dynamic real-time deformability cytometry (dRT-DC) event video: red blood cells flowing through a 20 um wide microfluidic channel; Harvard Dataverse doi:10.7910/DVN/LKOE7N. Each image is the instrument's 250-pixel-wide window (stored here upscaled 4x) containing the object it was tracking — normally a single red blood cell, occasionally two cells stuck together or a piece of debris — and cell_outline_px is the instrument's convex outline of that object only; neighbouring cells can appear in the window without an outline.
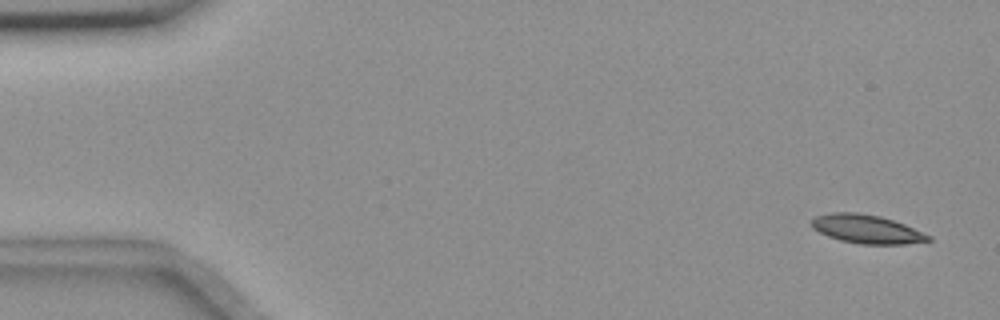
{"species": "common noctule bat (a hibernating species)", "species_latin": "Nyctalus noctula", "temperature_condition": "room temperature", "stored_images_in_passage": 56, "camera_frame_rate_fps": 3000, "um_per_image_px": 0.085, "animal": {"sex": "female", "body_mass_g": 18.4}, "frame": {"image": 1, "passage_image": 3, "time_ms": 0.667, "image_size_px": [1000, 320], "cell_outline_px": [[932, 240], [904, 244], [860, 244], [840, 240], [828, 236], [812, 228], [812, 220], [816, 216], [832, 212], [856, 212], [880, 216], [904, 224], [932, 236]], "centroid_in_image_um": [73.67, 19.47], "position_along_channel_um": 11.3, "area_um2": 19.36}}
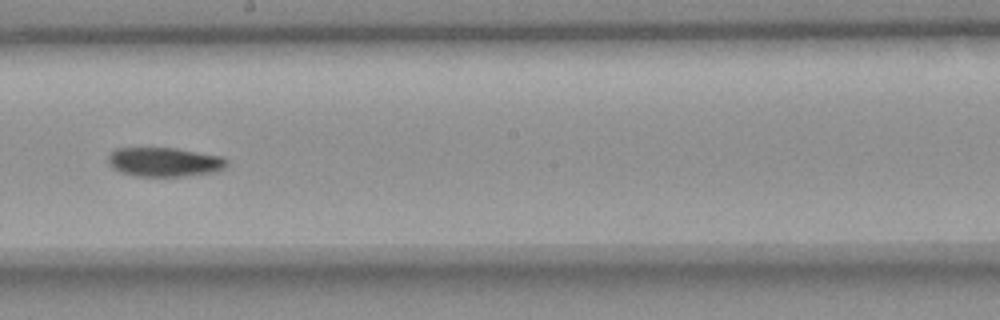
{"frame": {"image": 2, "passage_image": 32, "time_ms": 10.333, "image_size_px": [1000, 320], "cell_outline_px": [[228, 164], [224, 168], [216, 172], [180, 176], [136, 176], [120, 172], [112, 168], [108, 164], [108, 156], [116, 148], [176, 148], [220, 156], [228, 160]], "centroid_in_image_um": [13.96, 13.77], "position_along_channel_um": 234.2, "area_um2": 20.17}}
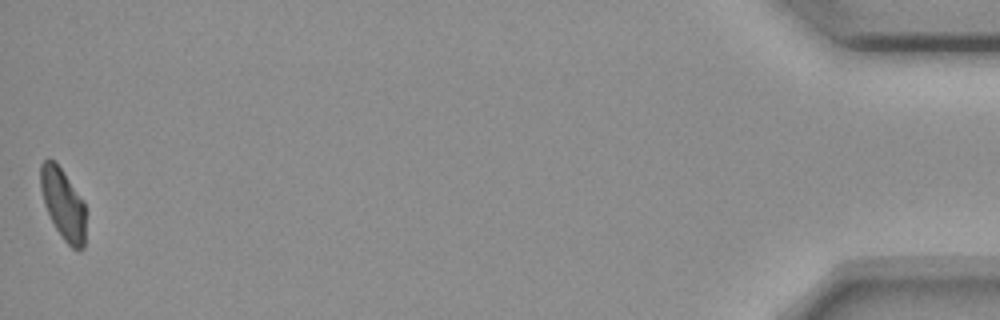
{"frame": {"image": 3, "passage_image": 56, "time_ms": 18.333, "image_size_px": [1000, 320], "cell_outline_px": [[84, 248], [80, 252], [72, 248], [64, 240], [56, 228], [44, 204], [40, 188], [40, 164], [44, 160], [56, 160], [84, 200]], "centroid_in_image_um": [5.36, 17.31], "position_along_channel_um": 429.8, "area_um2": 18.73}, "authors_computed_cell_mechanics": {"area_um2": 20.1433, "velocity_mm_per_s": 3.6433, "shape_relaxation_time_tau1_ms": 4.8828, "shape_relaxation_time_tau2_ms": null, "deformation_change_tau1": 0.1378, "deformation_change_tau2": null}}